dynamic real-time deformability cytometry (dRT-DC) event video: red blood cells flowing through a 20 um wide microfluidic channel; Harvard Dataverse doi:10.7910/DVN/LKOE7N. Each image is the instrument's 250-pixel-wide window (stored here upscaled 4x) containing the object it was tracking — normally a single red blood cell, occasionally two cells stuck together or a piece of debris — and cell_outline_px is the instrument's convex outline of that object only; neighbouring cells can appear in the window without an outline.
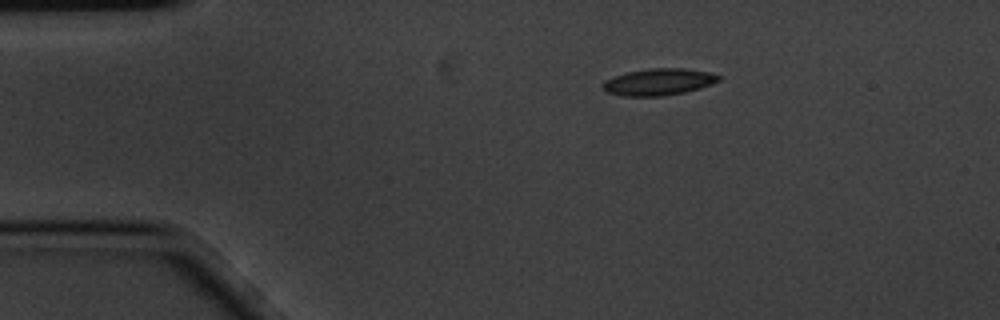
{"species": "common noctule bat (a hibernating species)", "species_latin": "Nyctalus noctula", "temperature_condition": "cold", "stored_images_in_passage": 4, "camera_frame_rate_fps": 3000, "um_per_image_px": 0.085, "animal": {"sex": "male", "body_mass_g": 20.1, "forearm_length_mm": 53.5}, "frame": {"image": 1, "passage_image": 1, "time_ms": 0.0, "image_size_px": [1000, 320], "cell_outline_px": [[724, 76], [720, 80], [700, 88], [684, 92], [660, 96], [620, 96], [608, 92], [600, 88], [600, 84], [604, 80], [628, 72], [648, 68], [684, 68], [708, 72]], "centroid_in_image_um": [55.96, 6.96], "position_along_channel_um": 29.0, "area_um2": 18.15}}
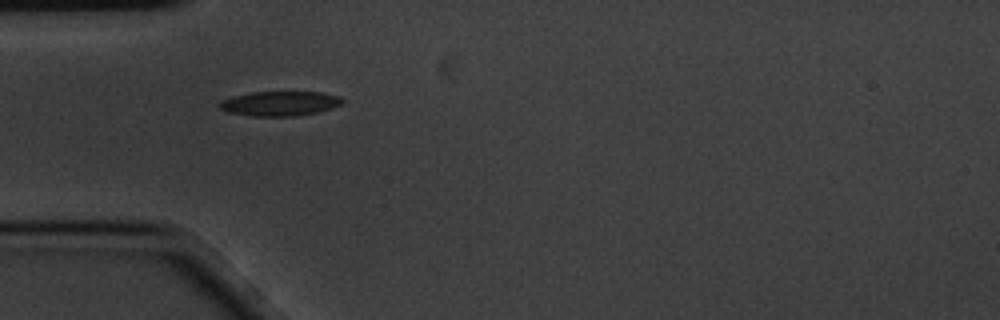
{"frame": {"image": 2, "passage_image": 3, "time_ms": 0.667, "image_size_px": [1000, 320], "cell_outline_px": [[344, 100], [340, 104], [332, 108], [316, 112], [296, 116], [248, 116], [228, 112], [220, 108], [220, 104], [224, 100], [232, 96], [252, 92], [324, 92], [340, 96]], "centroid_in_image_um": [23.81, 8.8], "position_along_channel_um": 61.2, "area_um2": 17.57}}
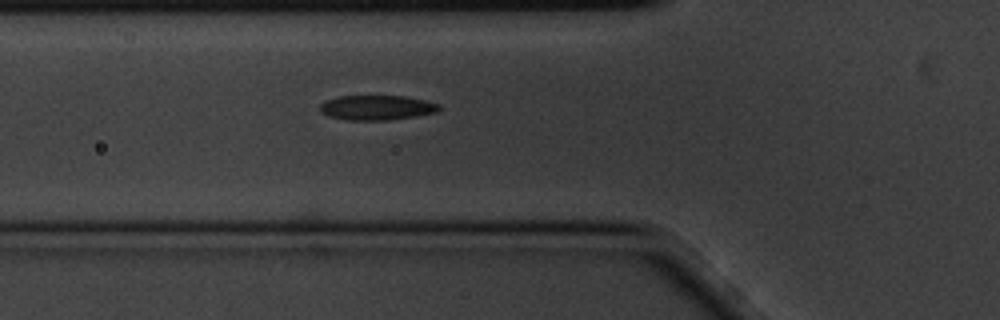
{"frame": {"image": 3, "passage_image": 4, "time_ms": 1.0, "image_size_px": [1000, 320], "cell_outline_px": [[440, 108], [436, 112], [416, 116], [384, 120], [348, 120], [328, 116], [320, 112], [320, 104], [328, 100], [340, 96], [404, 96], [424, 100], [440, 104]], "centroid_in_image_um": [32.02, 9.15], "position_along_channel_um": 93.8, "area_um2": 17.05}}